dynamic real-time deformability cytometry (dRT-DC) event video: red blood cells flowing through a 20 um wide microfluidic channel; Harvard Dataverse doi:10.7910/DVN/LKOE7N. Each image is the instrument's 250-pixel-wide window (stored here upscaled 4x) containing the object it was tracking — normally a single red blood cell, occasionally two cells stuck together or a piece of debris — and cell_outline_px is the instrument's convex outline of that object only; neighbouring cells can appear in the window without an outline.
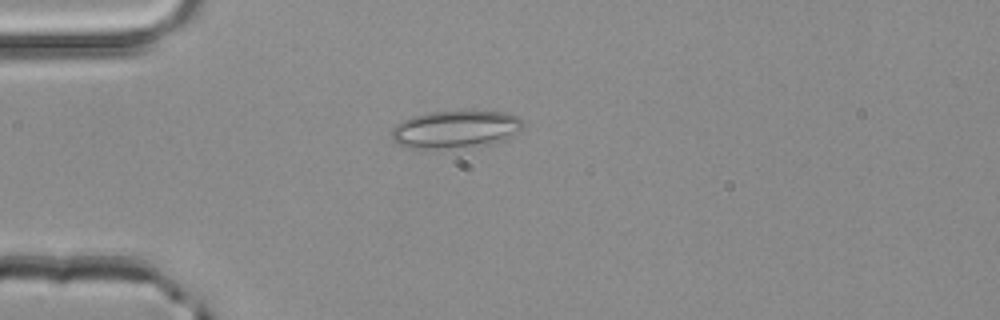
{"species": "common noctule bat (a hibernating species)", "species_latin": "Nyctalus noctula", "temperature_condition": "room temperature", "stored_images_in_passage": 4, "camera_frame_rate_fps": 3000, "um_per_image_px": 0.085, "animal": {"sex": "male", "body_mass_g": 20.4}, "frame": {"image": 1, "passage_image": 4, "time_ms": 1.0, "image_size_px": [1000, 320], "cell_outline_px": [[524, 120], [520, 132], [504, 140], [492, 144], [440, 148], [404, 148], [392, 140], [392, 128], [396, 124], [412, 116], [428, 112], [472, 108], [504, 112], [516, 116]], "centroid_in_image_um": [38.75, 10.94], "position_along_channel_um": 46.2, "area_um2": 29.71}}